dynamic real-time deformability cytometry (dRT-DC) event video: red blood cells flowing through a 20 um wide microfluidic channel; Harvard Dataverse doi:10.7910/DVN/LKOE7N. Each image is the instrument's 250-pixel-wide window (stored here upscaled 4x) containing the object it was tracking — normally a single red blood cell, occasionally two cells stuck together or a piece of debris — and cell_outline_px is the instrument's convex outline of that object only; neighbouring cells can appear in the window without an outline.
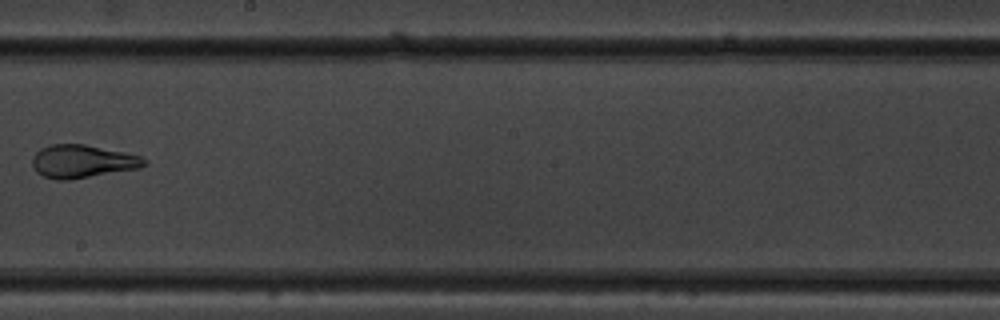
{"species": "common noctule bat (a hibernating species)", "species_latin": "Nyctalus noctula", "temperature_condition": "warm", "stored_images_in_passage": 10, "camera_frame_rate_fps": 3000, "um_per_image_px": 0.085, "animal": {"sex": "male", "body_mass_g": 19.5, "forearm_length_mm": 54.6}, "frame": {"image": 1, "passage_image": 9, "time_ms": 2.667, "image_size_px": [1000, 320], "cell_outline_px": [[148, 164], [140, 168], [68, 180], [56, 180], [44, 176], [36, 172], [32, 164], [32, 156], [40, 148], [52, 144], [84, 144], [140, 156], [148, 160]], "centroid_in_image_um": [6.99, 13.72], "position_along_channel_um": 241.2, "area_um2": 21.5}}